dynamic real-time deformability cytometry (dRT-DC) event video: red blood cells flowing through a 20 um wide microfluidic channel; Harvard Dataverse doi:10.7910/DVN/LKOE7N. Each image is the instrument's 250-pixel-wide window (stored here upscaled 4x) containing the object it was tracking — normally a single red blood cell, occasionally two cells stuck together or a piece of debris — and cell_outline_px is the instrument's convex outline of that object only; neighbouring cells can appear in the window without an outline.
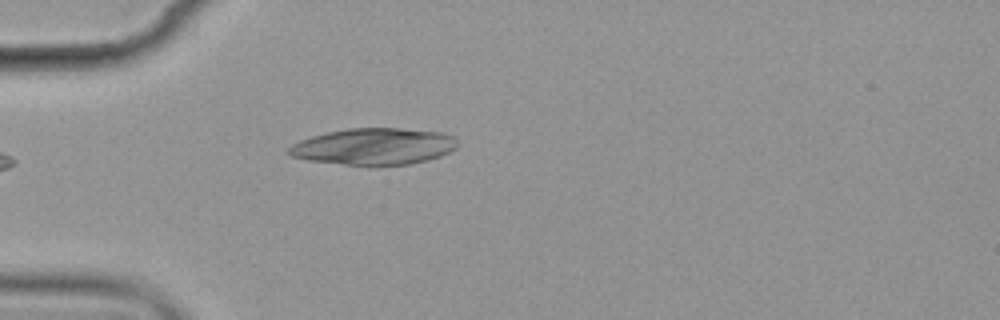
{"species": "common noctule bat (a hibernating species)", "species_latin": "Nyctalus noctula", "temperature_condition": "cold", "stored_images_in_passage": 5, "camera_frame_rate_fps": 3000, "um_per_image_px": 0.085, "animal": {"sex": "female", "body_mass_g": 19.9}, "frame": {"image": 1, "passage_image": 5, "time_ms": 5.333, "image_size_px": [1000, 320], "cell_outline_px": [[460, 144], [456, 148], [440, 156], [428, 160], [412, 164], [376, 168], [368, 168], [308, 160], [288, 156], [284, 152], [292, 144], [300, 140], [312, 136], [328, 132], [348, 128], [400, 128], [440, 132], [452, 136]], "centroid_in_image_um": [31.75, 12.49], "position_along_channel_um": 53.3, "area_um2": 37.11}}